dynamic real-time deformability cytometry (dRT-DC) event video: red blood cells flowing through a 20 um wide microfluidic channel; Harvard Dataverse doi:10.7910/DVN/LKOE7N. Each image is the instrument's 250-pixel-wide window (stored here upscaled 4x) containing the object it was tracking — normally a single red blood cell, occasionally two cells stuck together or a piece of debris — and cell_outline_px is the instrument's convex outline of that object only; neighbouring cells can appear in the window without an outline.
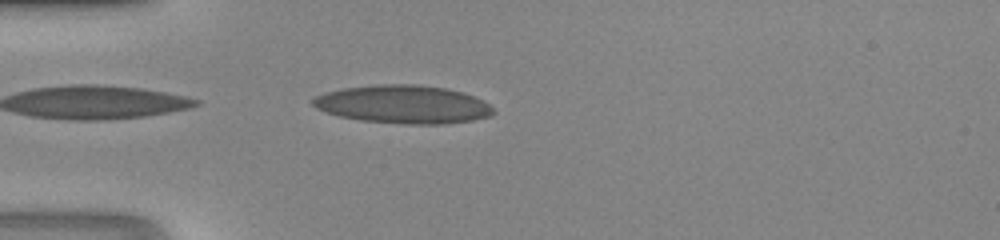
{"species": "human", "species_latin": "Homo sapiens", "temperature_condition": "room temperature", "stored_images_in_passage": 32, "camera_frame_rate_fps": 3000, "um_per_image_px": 0.085, "donor": {"sex": "male"}, "frame": {"image": 1, "passage_image": 1, "time_ms": 0.0, "image_size_px": [1000, 240], "cell_outline_px": [[496, 112], [492, 116], [472, 120], [444, 124], [404, 124], [360, 120], [340, 116], [316, 108], [308, 100], [324, 92], [344, 88], [380, 84], [416, 84], [444, 88], [464, 92], [488, 104]], "centroid_in_image_um": [34.25, 8.87], "position_along_channel_um": 50.7, "area_um2": 40.17}}